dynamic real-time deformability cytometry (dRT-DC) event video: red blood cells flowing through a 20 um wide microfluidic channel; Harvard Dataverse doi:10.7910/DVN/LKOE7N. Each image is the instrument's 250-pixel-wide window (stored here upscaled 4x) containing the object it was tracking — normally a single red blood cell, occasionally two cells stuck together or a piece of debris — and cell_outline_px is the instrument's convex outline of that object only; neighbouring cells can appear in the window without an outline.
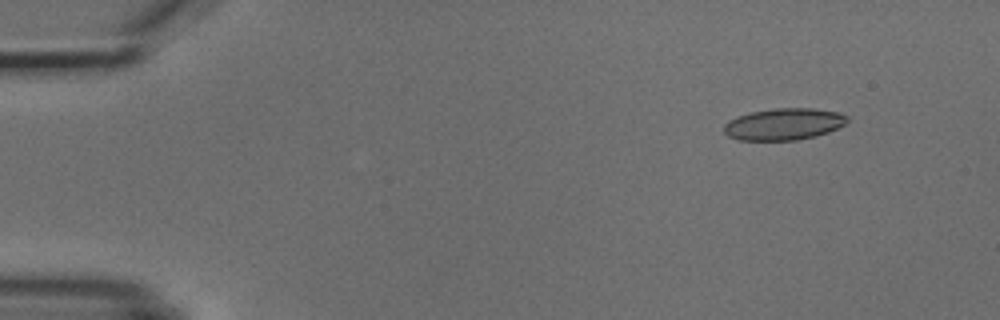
{"species": "common noctule bat (a hibernating species)", "species_latin": "Nyctalus noctula", "temperature_condition": "cold", "stored_images_in_passage": 5, "camera_frame_rate_fps": 3000, "um_per_image_px": 0.085, "animal": {"sex": "male", "body_mass_g": 18.8}, "frame": {"image": 1, "passage_image": 2, "time_ms": 1.333, "image_size_px": [1000, 320], "cell_outline_px": [[848, 120], [844, 124], [828, 132], [816, 136], [796, 140], [740, 140], [728, 136], [724, 132], [724, 124], [728, 120], [736, 116], [752, 112], [776, 108], [812, 108], [836, 112], [848, 116]], "centroid_in_image_um": [66.6, 10.55], "position_along_channel_um": 18.4, "area_um2": 22.72}}
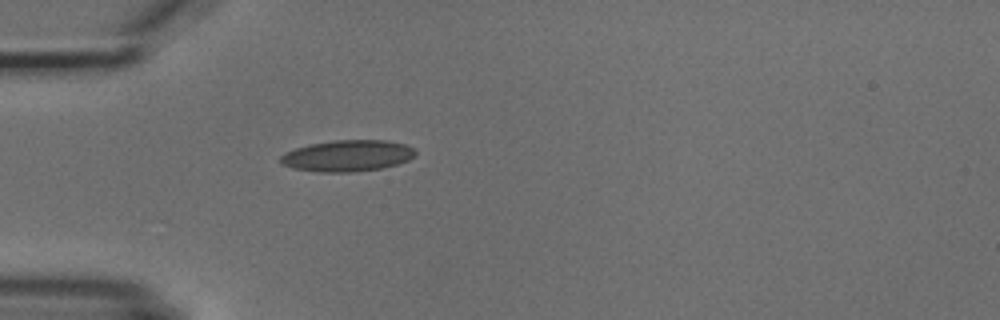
{"frame": {"image": 2, "passage_image": 5, "time_ms": 4.667, "image_size_px": [1000, 320], "cell_outline_px": [[416, 156], [408, 160], [396, 164], [380, 168], [352, 172], [320, 172], [292, 168], [280, 164], [280, 156], [284, 152], [296, 148], [312, 144], [336, 140], [384, 140], [404, 144], [412, 148], [416, 152]], "centroid_in_image_um": [29.51, 13.24], "position_along_channel_um": 55.5, "area_um2": 24.51}}